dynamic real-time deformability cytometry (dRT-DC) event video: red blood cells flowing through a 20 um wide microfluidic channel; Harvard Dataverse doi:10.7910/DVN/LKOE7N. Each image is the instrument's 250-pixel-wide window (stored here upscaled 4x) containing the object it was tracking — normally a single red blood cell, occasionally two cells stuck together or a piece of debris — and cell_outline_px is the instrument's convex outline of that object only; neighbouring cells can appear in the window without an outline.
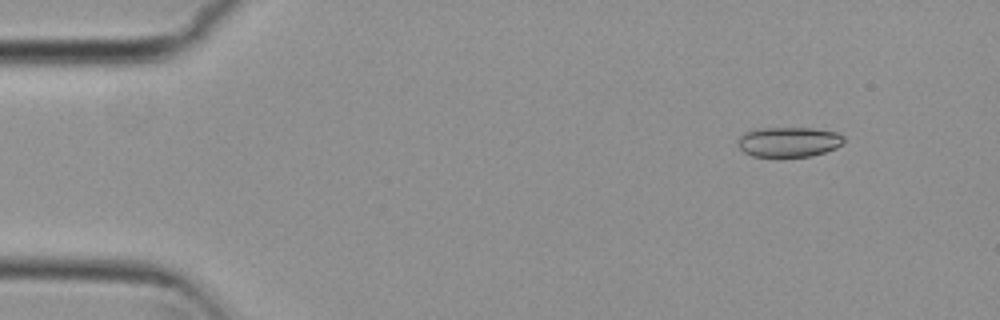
{"species": "common noctule bat (a hibernating species)", "species_latin": "Nyctalus noctula", "temperature_condition": "cold", "stored_images_in_passage": 50, "camera_frame_rate_fps": 3000, "um_per_image_px": 0.085, "animal": {"sex": "female", "body_mass_g": 29.2, "forearm_length_mm": 56.3}, "frame": {"image": 1, "passage_image": 1, "time_ms": 0.0, "image_size_px": [1000, 320], "cell_outline_px": [[844, 140], [836, 148], [824, 152], [808, 156], [752, 156], [744, 152], [740, 148], [736, 140], [744, 132], [756, 128], [812, 128], [836, 132], [844, 136]], "centroid_in_image_um": [67.01, 12.05], "position_along_channel_um": 18.0, "area_um2": 18.44}}
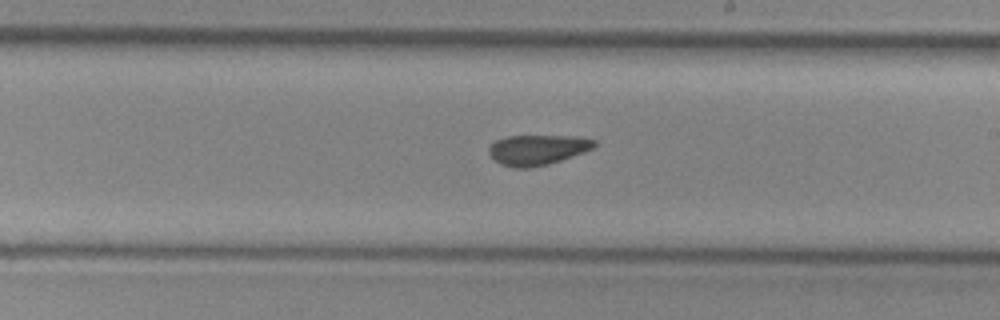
{"frame": {"image": 2, "passage_image": 27, "time_ms": 8.667, "image_size_px": [1000, 320], "cell_outline_px": [[596, 144], [592, 148], [584, 152], [548, 164], [532, 168], [516, 168], [500, 164], [488, 152], [488, 148], [496, 140], [508, 136], [580, 136], [596, 140]], "centroid_in_image_um": [45.69, 12.73], "position_along_channel_um": 243.3, "area_um2": 18.5}}
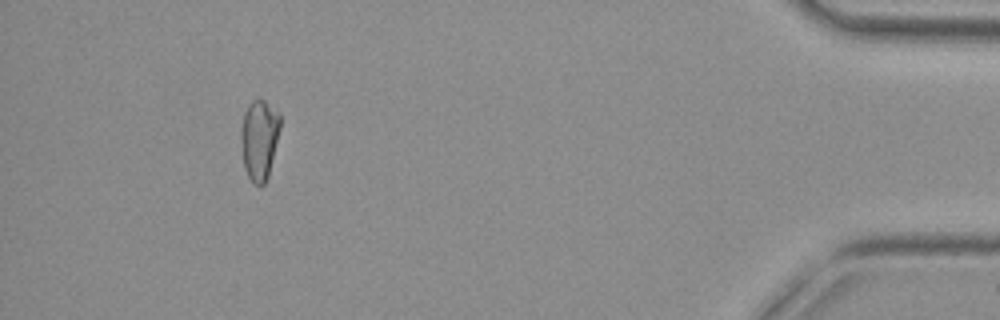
{"frame": {"image": 3, "passage_image": 46, "time_ms": 15.0, "image_size_px": [1000, 320], "cell_outline_px": [[280, 128], [268, 176], [264, 184], [260, 188], [252, 184], [244, 168], [240, 140], [240, 132], [244, 112], [252, 100], [260, 96], [280, 112]], "centroid_in_image_um": [22.03, 11.84], "position_along_channel_um": 413.2, "area_um2": 18.79}, "authors_computed_cell_mechanics": {"area_um2": 18.7561, "velocity_mm_per_s": 3.7468, "shape_relaxation_time_tau1_ms": 9.64, "shape_relaxation_time_tau2_ms": 3.5325, "deformation_change_tau1": 0.1545, "deformation_change_tau2": 0.1099}}